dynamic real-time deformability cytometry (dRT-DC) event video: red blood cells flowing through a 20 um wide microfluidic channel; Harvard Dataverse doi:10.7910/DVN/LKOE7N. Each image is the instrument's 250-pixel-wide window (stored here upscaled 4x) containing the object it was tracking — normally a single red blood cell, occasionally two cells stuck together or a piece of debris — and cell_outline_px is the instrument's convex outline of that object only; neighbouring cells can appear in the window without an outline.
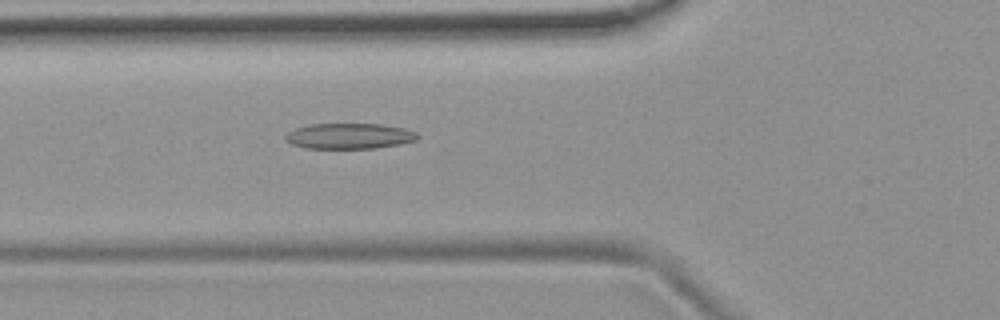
{"species": "common noctule bat (a hibernating species)", "species_latin": "Nyctalus noctula", "temperature_condition": "room temperature", "stored_images_in_passage": 39, "camera_frame_rate_fps": 3000, "um_per_image_px": 0.085, "animal": {"sex": "female", "body_mass_g": 19.9}, "frame": {"image": 1, "passage_image": 5, "time_ms": 1.333, "image_size_px": [1000, 320], "cell_outline_px": [[420, 136], [416, 140], [400, 144], [376, 148], [304, 148], [292, 144], [284, 140], [284, 136], [288, 132], [296, 128], [312, 124], [380, 124], [404, 128], [416, 132]], "centroid_in_image_um": [29.69, 11.56], "position_along_channel_um": 96.1, "area_um2": 19.71}}
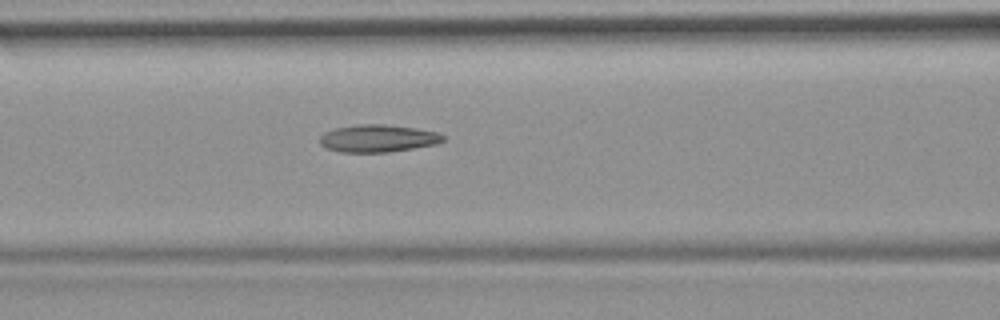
{"frame": {"image": 2, "passage_image": 8, "time_ms": 2.333, "image_size_px": [1000, 320], "cell_outline_px": [[444, 140], [436, 144], [388, 152], [340, 152], [328, 148], [320, 144], [320, 136], [324, 132], [336, 128], [356, 124], [380, 124], [416, 128], [436, 132], [444, 136]], "centroid_in_image_um": [32.1, 11.76], "position_along_channel_um": 134.5, "area_um2": 19.54}}
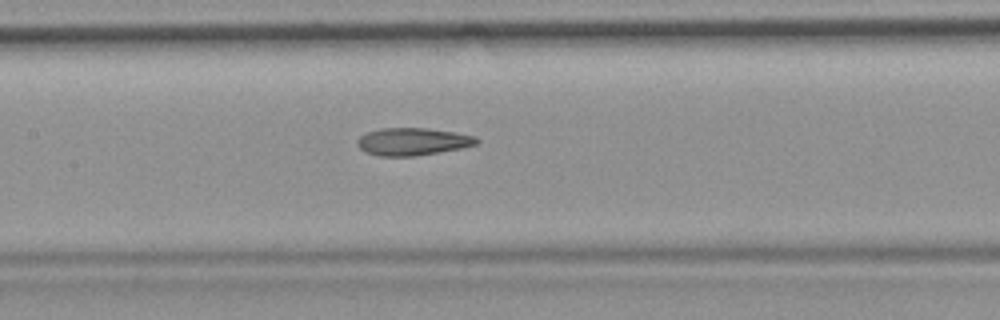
{"frame": {"image": 3, "passage_image": 11, "time_ms": 3.333, "image_size_px": [1000, 320], "cell_outline_px": [[480, 140], [476, 144], [464, 148], [416, 156], [380, 156], [364, 152], [356, 144], [356, 140], [360, 136], [368, 132], [380, 128], [428, 128], [476, 136]], "centroid_in_image_um": [35.07, 12.04], "position_along_channel_um": 172.3, "area_um2": 19.25}, "authors_computed_cell_mechanics": {"area_um2": 19.0162, "velocity_mm_per_s": 3.7929, "shape_relaxation_time_tau1_ms": null, "shape_relaxation_time_tau2_ms": 2.9538, "deformation_change_tau1": null, "deformation_change_tau2": 0.1277}}